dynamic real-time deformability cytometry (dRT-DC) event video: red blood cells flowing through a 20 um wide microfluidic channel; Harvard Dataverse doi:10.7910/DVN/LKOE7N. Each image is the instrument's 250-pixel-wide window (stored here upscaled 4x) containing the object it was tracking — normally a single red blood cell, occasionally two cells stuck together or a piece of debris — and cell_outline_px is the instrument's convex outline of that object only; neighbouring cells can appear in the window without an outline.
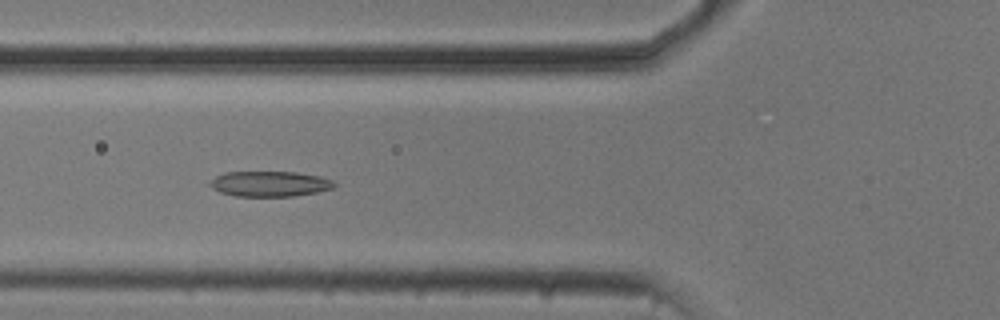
{"species": "common noctule bat (a hibernating species)", "species_latin": "Nyctalus noctula", "temperature_condition": "cold", "stored_images_in_passage": 46, "camera_frame_rate_fps": 3000, "um_per_image_px": 0.085, "animal": {"sex": "male", "body_mass_g": 20.5, "forearm_length_mm": 52.5}, "frame": {"image": 1, "passage_image": 12, "time_ms": 3.667, "image_size_px": [1000, 320], "cell_outline_px": [[336, 184], [332, 188], [316, 192], [292, 196], [236, 196], [220, 192], [212, 188], [208, 184], [216, 176], [224, 172], [296, 172], [320, 176], [332, 180]], "centroid_in_image_um": [22.91, 15.62], "position_along_channel_um": 102.9, "area_um2": 18.26}}
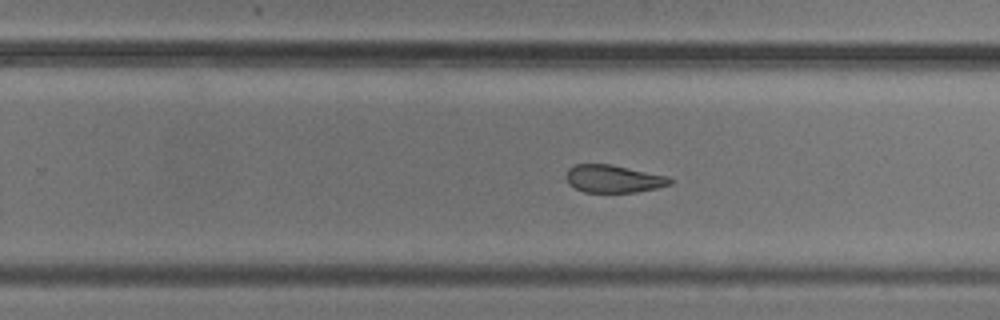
{"frame": {"image": 2, "passage_image": 26, "time_ms": 8.333, "image_size_px": [1000, 320], "cell_outline_px": [[672, 184], [656, 188], [636, 192], [584, 192], [568, 184], [568, 168], [572, 164], [612, 164], [668, 176], [672, 180]], "centroid_in_image_um": [52.16, 15.19], "position_along_channel_um": 277.6, "area_um2": 16.7}}
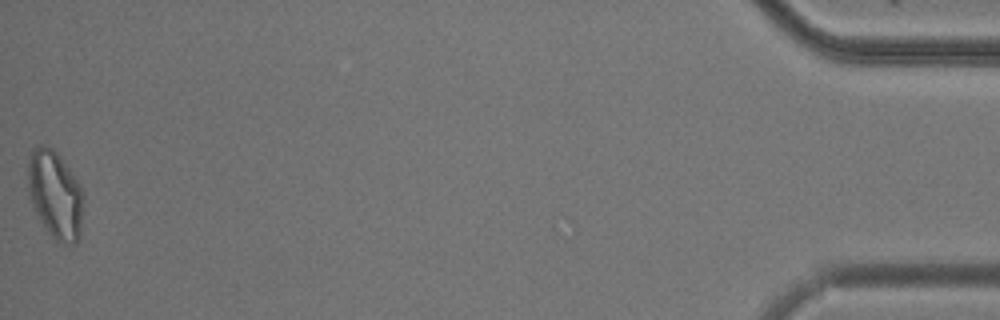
{"frame": {"image": 3, "passage_image": 46, "time_ms": 15.0, "image_size_px": [1000, 320], "cell_outline_px": [[84, 192], [80, 236], [76, 244], [60, 244], [44, 228], [28, 196], [28, 160], [32, 148], [40, 144], [44, 144], [52, 148], [60, 156]], "centroid_in_image_um": [4.68, 16.56], "position_along_channel_um": 430.5, "area_um2": 28.67}, "authors_computed_cell_mechanics": {"area_um2": 18.9006, "velocity_mm_per_s": 3.7362, "shape_relaxation_time_tau1_ms": 3.4285, "shape_relaxation_time_tau2_ms": 2.5325, "deformation_change_tau1": 0.1167, "deformation_change_tau2": 0.1066}}